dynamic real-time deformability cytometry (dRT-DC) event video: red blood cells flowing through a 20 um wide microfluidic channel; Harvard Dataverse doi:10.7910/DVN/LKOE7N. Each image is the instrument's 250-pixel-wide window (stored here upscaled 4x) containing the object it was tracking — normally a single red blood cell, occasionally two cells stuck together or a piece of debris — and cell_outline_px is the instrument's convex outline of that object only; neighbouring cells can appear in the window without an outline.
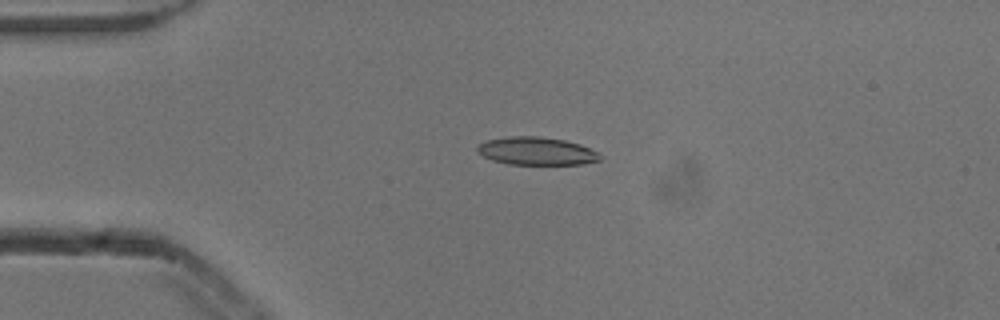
{"species": "common noctule bat (a hibernating species)", "species_latin": "Nyctalus noctula", "temperature_condition": "cold", "stored_images_in_passage": 6, "camera_frame_rate_fps": 3000, "um_per_image_px": 0.085, "animal": {"sex": "male", "body_mass_g": 13.3}, "frame": {"image": 1, "passage_image": 2, "time_ms": 0.333, "image_size_px": [1000, 320], "cell_outline_px": [[600, 160], [584, 164], [508, 164], [492, 160], [476, 152], [476, 148], [480, 144], [488, 140], [504, 136], [540, 136], [564, 140], [580, 144], [596, 152], [600, 156]], "centroid_in_image_um": [45.57, 12.83], "position_along_channel_um": 39.4, "area_um2": 19.88}}
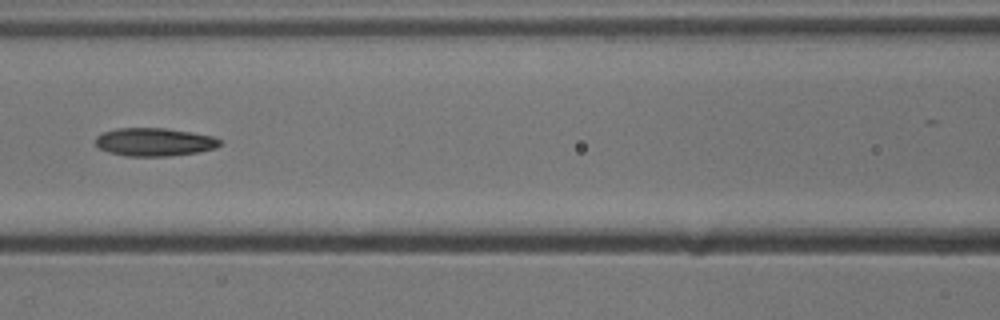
{"frame": {"image": 2, "passage_image": 5, "time_ms": 1.333, "image_size_px": [1000, 320], "cell_outline_px": [[220, 144], [216, 148], [200, 152], [172, 156], [128, 156], [108, 152], [100, 148], [96, 144], [96, 136], [104, 132], [116, 128], [164, 128], [192, 132], [212, 136], [220, 140]], "centroid_in_image_um": [13.13, 12.07], "position_along_channel_um": 153.5, "area_um2": 20.4}}
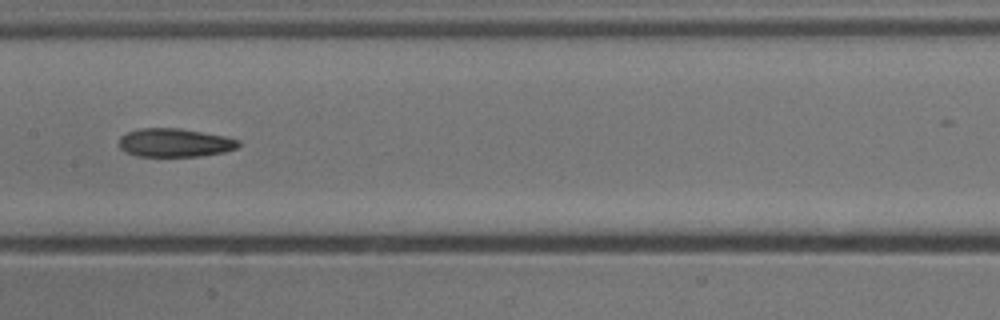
{"frame": {"image": 3, "passage_image": 6, "time_ms": 1.667, "image_size_px": [1000, 320], "cell_outline_px": [[240, 144], [236, 148], [224, 152], [200, 156], [140, 156], [124, 152], [120, 148], [120, 136], [128, 132], [140, 128], [180, 128], [224, 136], [240, 140]], "centroid_in_image_um": [14.85, 12.13], "position_along_channel_um": 192.5, "area_um2": 19.77}}